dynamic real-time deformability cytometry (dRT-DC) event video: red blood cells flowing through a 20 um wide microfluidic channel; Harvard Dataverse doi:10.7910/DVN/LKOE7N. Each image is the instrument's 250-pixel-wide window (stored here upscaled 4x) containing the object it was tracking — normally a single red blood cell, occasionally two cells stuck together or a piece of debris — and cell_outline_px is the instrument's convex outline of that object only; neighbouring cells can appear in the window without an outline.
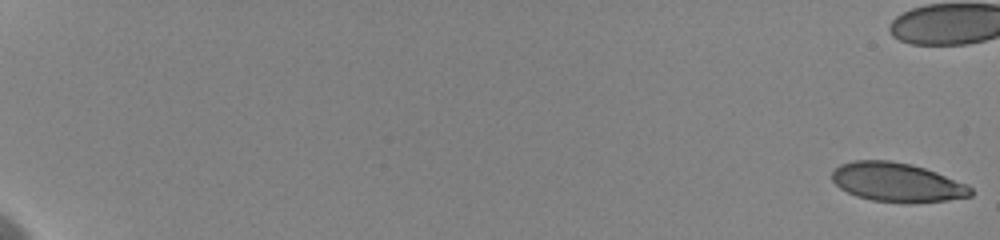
{"species": "human", "species_latin": "Homo sapiens", "temperature_condition": "cold", "stored_images_in_passage": 31, "camera_frame_rate_fps": 3000, "um_per_image_px": 0.085, "donor": {"sex": "female"}, "frame": {"image": 1, "passage_image": 1, "time_ms": 0.0, "image_size_px": [1000, 240], "cell_outline_px": [[972, 196], [948, 200], [908, 204], [904, 204], [872, 200], [856, 196], [840, 188], [832, 180], [832, 172], [840, 164], [852, 160], [888, 160], [912, 164], [936, 172], [968, 184], [972, 188]], "centroid_in_image_um": [76.27, 15.5], "position_along_channel_um": 8.7, "area_um2": 31.91}}